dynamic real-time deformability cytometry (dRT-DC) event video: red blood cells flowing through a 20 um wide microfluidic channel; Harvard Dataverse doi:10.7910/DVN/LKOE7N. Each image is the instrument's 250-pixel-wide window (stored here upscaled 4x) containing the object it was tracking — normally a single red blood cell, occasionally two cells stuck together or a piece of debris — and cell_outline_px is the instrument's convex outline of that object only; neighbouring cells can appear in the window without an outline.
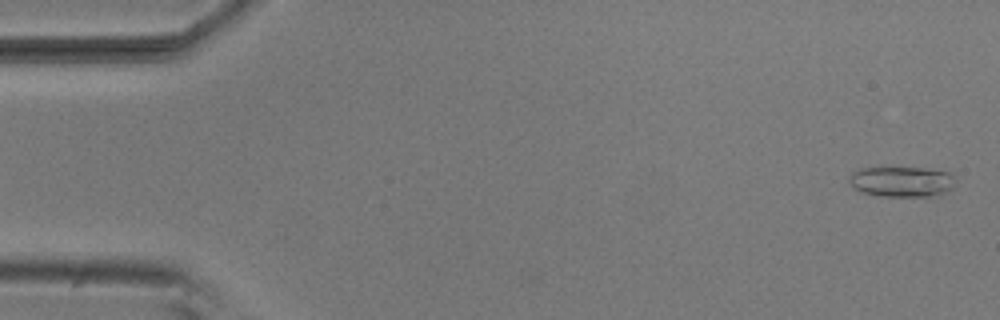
{"species": "common noctule bat (a hibernating species)", "species_latin": "Nyctalus noctula", "temperature_condition": "room temperature", "stored_images_in_passage": 5, "camera_frame_rate_fps": 3000, "um_per_image_px": 0.085, "animal": {"sex": "male", "body_mass_g": 20.5, "forearm_length_mm": 52.5}, "frame": {"image": 1, "passage_image": 1, "time_ms": 0.0, "image_size_px": [1000, 320], "cell_outline_px": [[956, 180], [952, 188], [944, 192], [932, 196], [880, 196], [864, 192], [852, 188], [848, 180], [848, 176], [852, 172], [860, 168], [924, 168], [948, 172]], "centroid_in_image_um": [76.61, 15.43], "position_along_channel_um": 8.4, "area_um2": 18.79}}